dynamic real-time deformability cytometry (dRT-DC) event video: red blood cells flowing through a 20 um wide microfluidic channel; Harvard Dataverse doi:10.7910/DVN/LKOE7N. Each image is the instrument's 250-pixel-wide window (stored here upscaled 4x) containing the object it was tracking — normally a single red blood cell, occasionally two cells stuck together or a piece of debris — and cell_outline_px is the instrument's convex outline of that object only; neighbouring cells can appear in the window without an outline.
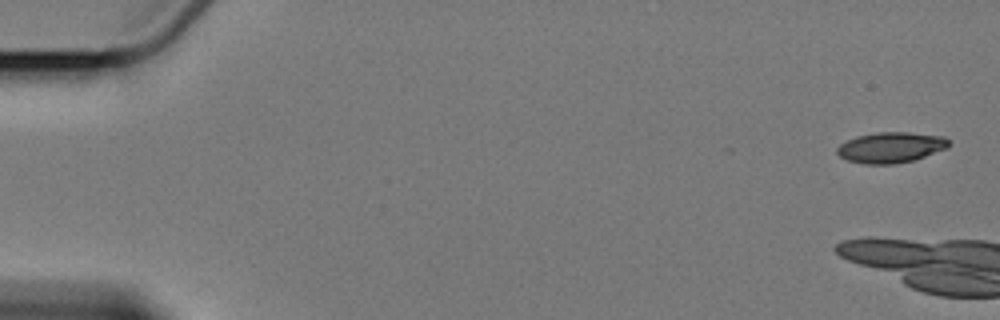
{"species": "Egyptian fruit bat (a non-hibernating species)", "species_latin": "Rousettus aegyptiacus", "temperature_condition": "cold", "stored_images_in_passage": 7, "camera_frame_rate_fps": 3000, "um_per_image_px": 0.085, "animal": {"sex": "female"}, "frame": {"image": 1, "passage_image": 1, "time_ms": 0.0, "image_size_px": [1000, 320], "cell_outline_px": [[948, 148], [912, 160], [892, 164], [864, 164], [848, 160], [840, 156], [836, 152], [836, 148], [840, 144], [856, 136], [876, 132], [908, 132], [944, 136], [948, 140]], "centroid_in_image_um": [75.7, 12.52], "position_along_channel_um": 9.3, "area_um2": 19.83}}